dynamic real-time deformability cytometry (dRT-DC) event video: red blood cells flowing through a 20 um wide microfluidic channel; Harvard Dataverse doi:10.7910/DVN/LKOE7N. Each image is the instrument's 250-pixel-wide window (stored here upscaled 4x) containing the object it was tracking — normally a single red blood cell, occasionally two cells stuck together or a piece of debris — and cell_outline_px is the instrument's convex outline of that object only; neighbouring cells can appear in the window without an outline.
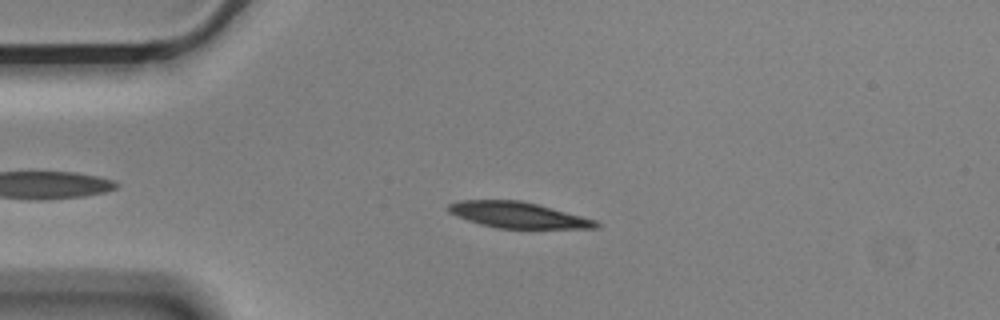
{"species": "Egyptian fruit bat (a non-hibernating species)", "species_latin": "Rousettus aegyptiacus", "temperature_condition": "cold", "stored_images_in_passage": 54, "camera_frame_rate_fps": 3000, "um_per_image_px": 0.085, "animal": {"sex": "male"}, "frame": {"image": 1, "passage_image": 10, "time_ms": 3.0, "image_size_px": [1000, 320], "cell_outline_px": [[600, 228], [496, 228], [480, 224], [456, 216], [448, 212], [448, 204], [460, 200], [520, 200], [536, 204], [596, 220], [600, 224]], "centroid_in_image_um": [44.0, 18.27], "position_along_channel_um": 41.0, "area_um2": 22.08}}
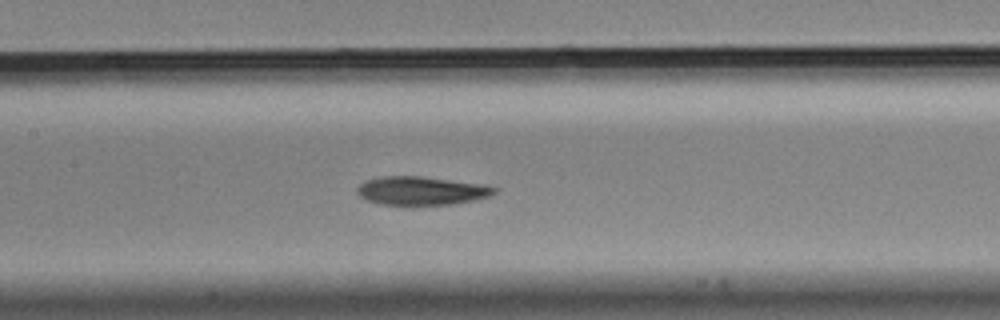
{"frame": {"image": 2, "passage_image": 23, "time_ms": 7.333, "image_size_px": [1000, 320], "cell_outline_px": [[496, 192], [488, 196], [472, 200], [448, 204], [384, 204], [368, 200], [360, 196], [356, 192], [356, 188], [360, 184], [368, 180], [384, 176], [420, 176], [484, 184], [496, 188]], "centroid_in_image_um": [35.8, 16.19], "position_along_channel_um": 171.6, "area_um2": 22.25}}
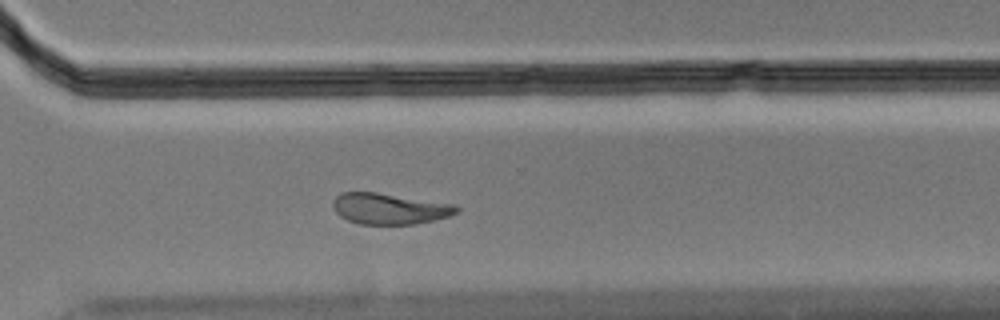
{"frame": {"image": 3, "passage_image": 37, "time_ms": 12.0, "image_size_px": [1000, 320], "cell_outline_px": [[460, 208], [456, 212], [448, 216], [416, 224], [360, 224], [348, 220], [340, 216], [336, 212], [332, 204], [332, 200], [336, 196], [344, 192], [376, 192], [456, 204]], "centroid_in_image_um": [33.1, 17.73], "position_along_channel_um": 337.5, "area_um2": 22.25}, "authors_computed_cell_mechanics": {"area_um2": 23.0333, "velocity_mm_per_s": 3.5692, "shape_relaxation_time_tau1_ms": 6.4115, "shape_relaxation_time_tau2_ms": 7.4357, "deformation_change_tau1": 0.1576, "deformation_change_tau2": 0.143}}